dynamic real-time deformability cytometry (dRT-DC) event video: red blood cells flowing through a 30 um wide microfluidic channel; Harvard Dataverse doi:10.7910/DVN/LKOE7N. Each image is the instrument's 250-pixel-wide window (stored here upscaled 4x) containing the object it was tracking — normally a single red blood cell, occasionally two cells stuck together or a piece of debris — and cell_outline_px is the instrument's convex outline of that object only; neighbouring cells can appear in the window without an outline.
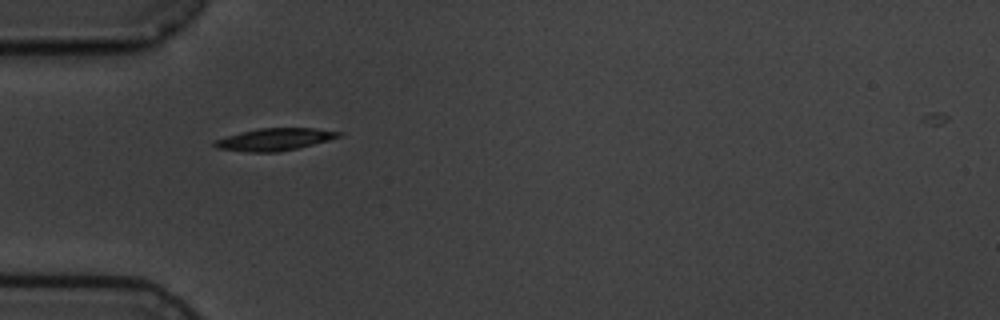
{"species": "common noctule bat (a hibernating species)", "species_latin": "Nyctalus noctula", "temperature_condition": "cold", "stored_images_in_passage": 2, "camera_frame_rate_fps": 3000, "um_per_image_px": 0.085, "animal": {"sex": "male", "body_mass_g": 19.5, "forearm_length_mm": 54.6}, "frame": {"image": 1, "passage_image": 1, "time_ms": 0.0, "image_size_px": [1000, 320], "cell_outline_px": [[344, 132], [340, 136], [328, 140], [296, 148], [276, 152], [248, 152], [216, 148], [212, 144], [212, 140], [260, 128], [316, 128]], "centroid_in_image_um": [23.33, 11.84], "position_along_channel_um": 61.7, "area_um2": 15.9}}
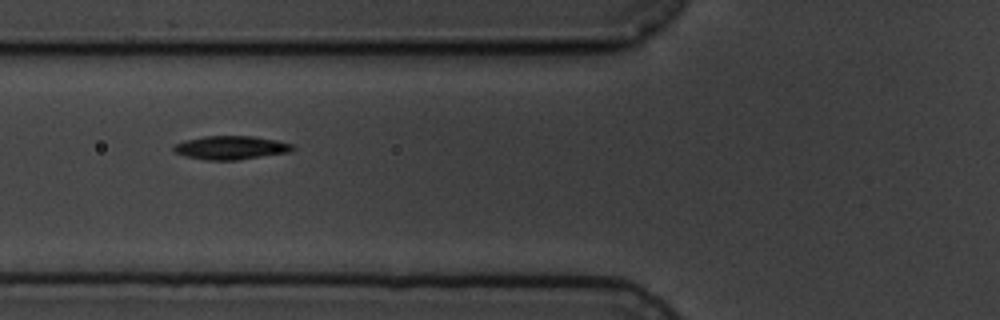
{"frame": {"image": 2, "passage_image": 2, "time_ms": 1.333, "image_size_px": [1000, 320], "cell_outline_px": [[296, 148], [288, 152], [236, 160], [204, 160], [184, 156], [172, 152], [172, 144], [204, 136], [252, 136], [276, 140], [292, 144]], "centroid_in_image_um": [19.56, 12.55], "position_along_channel_um": 106.2, "area_um2": 16.36}}